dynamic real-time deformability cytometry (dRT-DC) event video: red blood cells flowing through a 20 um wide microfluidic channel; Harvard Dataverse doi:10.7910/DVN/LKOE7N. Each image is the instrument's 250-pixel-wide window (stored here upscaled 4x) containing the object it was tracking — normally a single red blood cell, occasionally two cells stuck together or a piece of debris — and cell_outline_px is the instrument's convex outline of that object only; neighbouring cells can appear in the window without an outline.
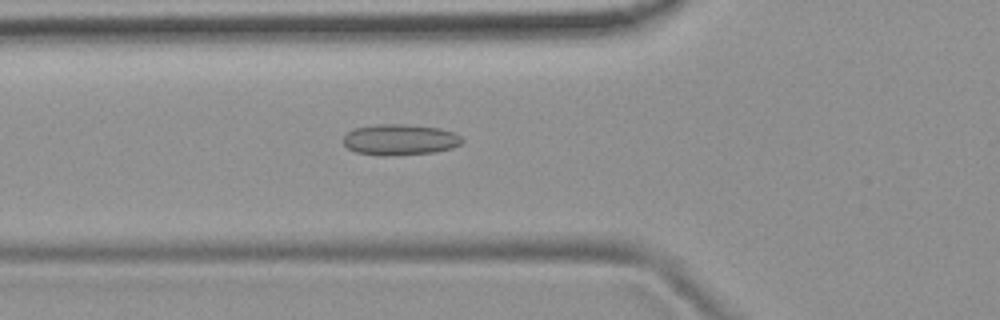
{"species": "common noctule bat (a hibernating species)", "species_latin": "Nyctalus noctula", "temperature_condition": "room temperature", "stored_images_in_passage": 52, "camera_frame_rate_fps": 3000, "um_per_image_px": 0.085, "animal": {"sex": "female", "body_mass_g": 19.9}, "frame": {"image": 1, "passage_image": 19, "time_ms": 6.0, "image_size_px": [1000, 320], "cell_outline_px": [[464, 140], [460, 144], [452, 148], [436, 152], [384, 156], [380, 156], [356, 152], [348, 148], [344, 144], [344, 136], [352, 128], [376, 124], [404, 124], [440, 128], [452, 132], [460, 136]], "centroid_in_image_um": [33.98, 11.87], "position_along_channel_um": 91.8, "area_um2": 21.5}}
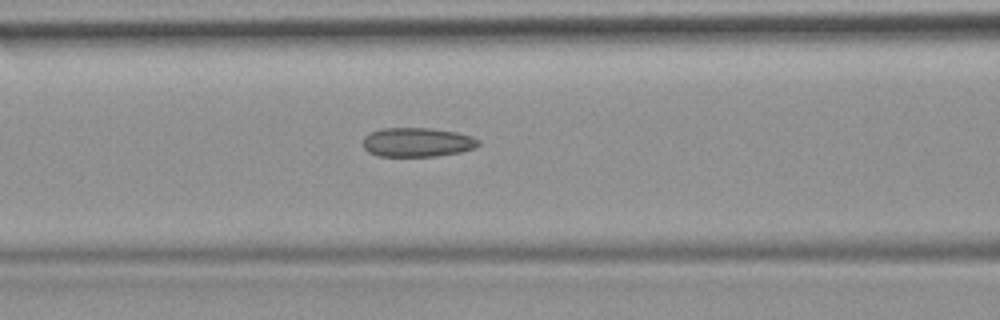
{"frame": {"image": 2, "passage_image": 22, "time_ms": 7.0, "image_size_px": [1000, 320], "cell_outline_px": [[480, 144], [476, 148], [460, 152], [436, 156], [376, 156], [368, 152], [364, 148], [364, 136], [368, 132], [380, 128], [432, 128], [456, 132], [472, 136], [480, 140]], "centroid_in_image_um": [35.46, 12.08], "position_along_channel_um": 131.1, "area_um2": 19.88}}
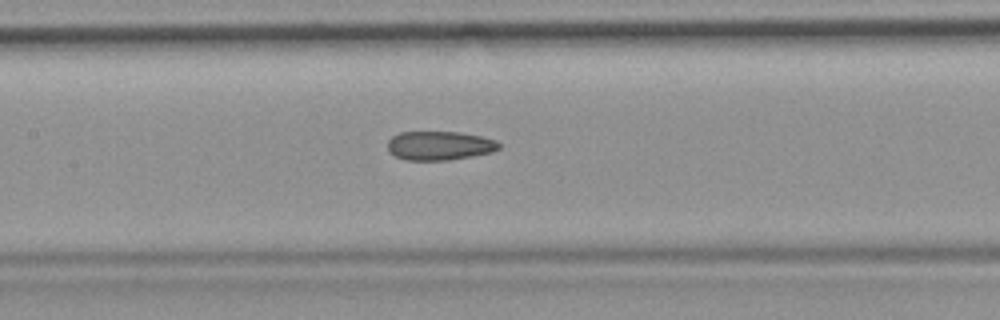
{"frame": {"image": 3, "passage_image": 25, "time_ms": 8.0, "image_size_px": [1000, 320], "cell_outline_px": [[500, 148], [492, 152], [472, 156], [448, 160], [404, 160], [396, 156], [388, 148], [388, 140], [392, 136], [400, 132], [460, 132], [480, 136], [496, 140], [500, 144]], "centroid_in_image_um": [37.37, 12.37], "position_along_channel_um": 170.0, "area_um2": 18.73}, "authors_computed_cell_mechanics": {"area_um2": 19.941, "velocity_mm_per_s": 3.8911, "shape_relaxation_time_tau1_ms": null, "shape_relaxation_time_tau2_ms": 2.9011, "deformation_change_tau1": null, "deformation_change_tau2": 0.1167}}